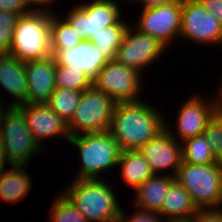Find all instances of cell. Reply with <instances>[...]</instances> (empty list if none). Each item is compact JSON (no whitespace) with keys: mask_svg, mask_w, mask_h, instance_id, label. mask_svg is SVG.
Segmentation results:
<instances>
[{"mask_svg":"<svg viewBox=\"0 0 222 222\" xmlns=\"http://www.w3.org/2000/svg\"><path fill=\"white\" fill-rule=\"evenodd\" d=\"M141 100L115 103L109 132L121 150H139L165 128L164 113Z\"/></svg>","mask_w":222,"mask_h":222,"instance_id":"cell-1","label":"cell"},{"mask_svg":"<svg viewBox=\"0 0 222 222\" xmlns=\"http://www.w3.org/2000/svg\"><path fill=\"white\" fill-rule=\"evenodd\" d=\"M107 179H73L63 193L88 222H119L121 205Z\"/></svg>","mask_w":222,"mask_h":222,"instance_id":"cell-2","label":"cell"},{"mask_svg":"<svg viewBox=\"0 0 222 222\" xmlns=\"http://www.w3.org/2000/svg\"><path fill=\"white\" fill-rule=\"evenodd\" d=\"M68 143L78 149L81 158L74 179H102L100 174L116 169L122 150L109 131L80 134Z\"/></svg>","mask_w":222,"mask_h":222,"instance_id":"cell-3","label":"cell"},{"mask_svg":"<svg viewBox=\"0 0 222 222\" xmlns=\"http://www.w3.org/2000/svg\"><path fill=\"white\" fill-rule=\"evenodd\" d=\"M50 10H32L21 15L13 32L9 55L29 62L52 56L50 48Z\"/></svg>","mask_w":222,"mask_h":222,"instance_id":"cell-4","label":"cell"},{"mask_svg":"<svg viewBox=\"0 0 222 222\" xmlns=\"http://www.w3.org/2000/svg\"><path fill=\"white\" fill-rule=\"evenodd\" d=\"M0 144L13 166H28L32 156L45 152L28 128L23 110L16 106L4 107L1 112Z\"/></svg>","mask_w":222,"mask_h":222,"instance_id":"cell-5","label":"cell"},{"mask_svg":"<svg viewBox=\"0 0 222 222\" xmlns=\"http://www.w3.org/2000/svg\"><path fill=\"white\" fill-rule=\"evenodd\" d=\"M175 179L187 190L197 209L222 206V161L208 165L182 161Z\"/></svg>","mask_w":222,"mask_h":222,"instance_id":"cell-6","label":"cell"},{"mask_svg":"<svg viewBox=\"0 0 222 222\" xmlns=\"http://www.w3.org/2000/svg\"><path fill=\"white\" fill-rule=\"evenodd\" d=\"M114 106L115 102L93 85L83 91L79 105L67 123L70 137L109 131Z\"/></svg>","mask_w":222,"mask_h":222,"instance_id":"cell-7","label":"cell"},{"mask_svg":"<svg viewBox=\"0 0 222 222\" xmlns=\"http://www.w3.org/2000/svg\"><path fill=\"white\" fill-rule=\"evenodd\" d=\"M143 75L117 60L109 61L92 81V85L115 103L140 100ZM143 84V85H142Z\"/></svg>","mask_w":222,"mask_h":222,"instance_id":"cell-8","label":"cell"},{"mask_svg":"<svg viewBox=\"0 0 222 222\" xmlns=\"http://www.w3.org/2000/svg\"><path fill=\"white\" fill-rule=\"evenodd\" d=\"M120 6L117 0H92L75 5L64 18L80 37L90 40L101 28L115 24L122 17Z\"/></svg>","mask_w":222,"mask_h":222,"instance_id":"cell-9","label":"cell"},{"mask_svg":"<svg viewBox=\"0 0 222 222\" xmlns=\"http://www.w3.org/2000/svg\"><path fill=\"white\" fill-rule=\"evenodd\" d=\"M180 39L219 47L222 45V23L198 0L182 2Z\"/></svg>","mask_w":222,"mask_h":222,"instance_id":"cell-10","label":"cell"},{"mask_svg":"<svg viewBox=\"0 0 222 222\" xmlns=\"http://www.w3.org/2000/svg\"><path fill=\"white\" fill-rule=\"evenodd\" d=\"M182 2L172 1L158 7L141 9L134 27L140 32L153 36L166 48L180 38ZM178 38V39H177Z\"/></svg>","mask_w":222,"mask_h":222,"instance_id":"cell-11","label":"cell"},{"mask_svg":"<svg viewBox=\"0 0 222 222\" xmlns=\"http://www.w3.org/2000/svg\"><path fill=\"white\" fill-rule=\"evenodd\" d=\"M201 95H191L184 101L177 111L175 130L168 124V118L165 120V127L169 130L172 137L177 141L183 142L186 139L203 134L207 125L213 119L217 97L204 99ZM215 98V99H214Z\"/></svg>","mask_w":222,"mask_h":222,"instance_id":"cell-12","label":"cell"},{"mask_svg":"<svg viewBox=\"0 0 222 222\" xmlns=\"http://www.w3.org/2000/svg\"><path fill=\"white\" fill-rule=\"evenodd\" d=\"M165 49L157 39L140 32L132 24L127 28L118 47L116 60L142 75L145 67L159 60Z\"/></svg>","mask_w":222,"mask_h":222,"instance_id":"cell-13","label":"cell"},{"mask_svg":"<svg viewBox=\"0 0 222 222\" xmlns=\"http://www.w3.org/2000/svg\"><path fill=\"white\" fill-rule=\"evenodd\" d=\"M138 151L148 162L153 175L162 173V175L176 176L182 162V146L181 142L171 136L166 127ZM169 170L173 173L171 174ZM163 171L169 173L164 174Z\"/></svg>","mask_w":222,"mask_h":222,"instance_id":"cell-14","label":"cell"},{"mask_svg":"<svg viewBox=\"0 0 222 222\" xmlns=\"http://www.w3.org/2000/svg\"><path fill=\"white\" fill-rule=\"evenodd\" d=\"M23 110L27 126L41 147L44 140L62 137L70 140L67 123L46 103H26L19 106Z\"/></svg>","mask_w":222,"mask_h":222,"instance_id":"cell-15","label":"cell"},{"mask_svg":"<svg viewBox=\"0 0 222 222\" xmlns=\"http://www.w3.org/2000/svg\"><path fill=\"white\" fill-rule=\"evenodd\" d=\"M54 56L25 62L26 103H46L55 90Z\"/></svg>","mask_w":222,"mask_h":222,"instance_id":"cell-16","label":"cell"},{"mask_svg":"<svg viewBox=\"0 0 222 222\" xmlns=\"http://www.w3.org/2000/svg\"><path fill=\"white\" fill-rule=\"evenodd\" d=\"M54 58L56 64L82 70L92 81L109 62L89 40H83L71 49H61Z\"/></svg>","mask_w":222,"mask_h":222,"instance_id":"cell-17","label":"cell"},{"mask_svg":"<svg viewBox=\"0 0 222 222\" xmlns=\"http://www.w3.org/2000/svg\"><path fill=\"white\" fill-rule=\"evenodd\" d=\"M0 86L13 96L14 101L12 100L7 106L19 107L26 104L25 62L9 54H0Z\"/></svg>","mask_w":222,"mask_h":222,"instance_id":"cell-18","label":"cell"},{"mask_svg":"<svg viewBox=\"0 0 222 222\" xmlns=\"http://www.w3.org/2000/svg\"><path fill=\"white\" fill-rule=\"evenodd\" d=\"M174 180L170 174L149 177L134 191V206L160 214L167 190Z\"/></svg>","mask_w":222,"mask_h":222,"instance_id":"cell-19","label":"cell"},{"mask_svg":"<svg viewBox=\"0 0 222 222\" xmlns=\"http://www.w3.org/2000/svg\"><path fill=\"white\" fill-rule=\"evenodd\" d=\"M197 211L187 190L175 179L164 198L160 215L165 221L192 218Z\"/></svg>","mask_w":222,"mask_h":222,"instance_id":"cell-20","label":"cell"},{"mask_svg":"<svg viewBox=\"0 0 222 222\" xmlns=\"http://www.w3.org/2000/svg\"><path fill=\"white\" fill-rule=\"evenodd\" d=\"M10 167L0 176V197L14 206L32 190V178L27 173L28 166Z\"/></svg>","mask_w":222,"mask_h":222,"instance_id":"cell-21","label":"cell"},{"mask_svg":"<svg viewBox=\"0 0 222 222\" xmlns=\"http://www.w3.org/2000/svg\"><path fill=\"white\" fill-rule=\"evenodd\" d=\"M117 166L121 168L125 185L131 186L134 191L153 176L148 162L138 150H122Z\"/></svg>","mask_w":222,"mask_h":222,"instance_id":"cell-22","label":"cell"},{"mask_svg":"<svg viewBox=\"0 0 222 222\" xmlns=\"http://www.w3.org/2000/svg\"><path fill=\"white\" fill-rule=\"evenodd\" d=\"M120 18L115 24L101 28L89 41L96 45L98 50L109 60H116L118 47L131 22Z\"/></svg>","mask_w":222,"mask_h":222,"instance_id":"cell-23","label":"cell"},{"mask_svg":"<svg viewBox=\"0 0 222 222\" xmlns=\"http://www.w3.org/2000/svg\"><path fill=\"white\" fill-rule=\"evenodd\" d=\"M54 12L55 10H51L50 48L52 56H55L61 49H71L84 40L64 17L62 18Z\"/></svg>","mask_w":222,"mask_h":222,"instance_id":"cell-24","label":"cell"},{"mask_svg":"<svg viewBox=\"0 0 222 222\" xmlns=\"http://www.w3.org/2000/svg\"><path fill=\"white\" fill-rule=\"evenodd\" d=\"M181 146L183 162L195 165H208L219 162L212 153L209 141L203 134L186 139L181 143Z\"/></svg>","mask_w":222,"mask_h":222,"instance_id":"cell-25","label":"cell"},{"mask_svg":"<svg viewBox=\"0 0 222 222\" xmlns=\"http://www.w3.org/2000/svg\"><path fill=\"white\" fill-rule=\"evenodd\" d=\"M81 95L79 91L55 88L46 104L68 123L79 105Z\"/></svg>","mask_w":222,"mask_h":222,"instance_id":"cell-26","label":"cell"},{"mask_svg":"<svg viewBox=\"0 0 222 222\" xmlns=\"http://www.w3.org/2000/svg\"><path fill=\"white\" fill-rule=\"evenodd\" d=\"M92 86V80L80 69L55 65V88L83 92Z\"/></svg>","mask_w":222,"mask_h":222,"instance_id":"cell-27","label":"cell"},{"mask_svg":"<svg viewBox=\"0 0 222 222\" xmlns=\"http://www.w3.org/2000/svg\"><path fill=\"white\" fill-rule=\"evenodd\" d=\"M50 207L49 222H88L81 211L62 191Z\"/></svg>","mask_w":222,"mask_h":222,"instance_id":"cell-28","label":"cell"},{"mask_svg":"<svg viewBox=\"0 0 222 222\" xmlns=\"http://www.w3.org/2000/svg\"><path fill=\"white\" fill-rule=\"evenodd\" d=\"M218 89L213 119L205 128L203 135L209 141L214 156L222 161V91L220 87Z\"/></svg>","mask_w":222,"mask_h":222,"instance_id":"cell-29","label":"cell"},{"mask_svg":"<svg viewBox=\"0 0 222 222\" xmlns=\"http://www.w3.org/2000/svg\"><path fill=\"white\" fill-rule=\"evenodd\" d=\"M20 16L0 10V54H9L13 32Z\"/></svg>","mask_w":222,"mask_h":222,"instance_id":"cell-30","label":"cell"},{"mask_svg":"<svg viewBox=\"0 0 222 222\" xmlns=\"http://www.w3.org/2000/svg\"><path fill=\"white\" fill-rule=\"evenodd\" d=\"M123 209L121 208L119 222H166L157 212L137 208L132 215L130 214V217H127L128 214Z\"/></svg>","mask_w":222,"mask_h":222,"instance_id":"cell-31","label":"cell"},{"mask_svg":"<svg viewBox=\"0 0 222 222\" xmlns=\"http://www.w3.org/2000/svg\"><path fill=\"white\" fill-rule=\"evenodd\" d=\"M0 10L21 16L33 9H31L26 0H0Z\"/></svg>","mask_w":222,"mask_h":222,"instance_id":"cell-32","label":"cell"},{"mask_svg":"<svg viewBox=\"0 0 222 222\" xmlns=\"http://www.w3.org/2000/svg\"><path fill=\"white\" fill-rule=\"evenodd\" d=\"M196 222H222V206L217 208H199L193 215Z\"/></svg>","mask_w":222,"mask_h":222,"instance_id":"cell-33","label":"cell"},{"mask_svg":"<svg viewBox=\"0 0 222 222\" xmlns=\"http://www.w3.org/2000/svg\"><path fill=\"white\" fill-rule=\"evenodd\" d=\"M210 14L222 23V0H198Z\"/></svg>","mask_w":222,"mask_h":222,"instance_id":"cell-34","label":"cell"},{"mask_svg":"<svg viewBox=\"0 0 222 222\" xmlns=\"http://www.w3.org/2000/svg\"><path fill=\"white\" fill-rule=\"evenodd\" d=\"M57 0H26L28 5L32 7L33 10H50L49 5H52L56 2ZM36 6V7H35ZM44 7V8H43ZM46 7V8H45Z\"/></svg>","mask_w":222,"mask_h":222,"instance_id":"cell-35","label":"cell"},{"mask_svg":"<svg viewBox=\"0 0 222 222\" xmlns=\"http://www.w3.org/2000/svg\"><path fill=\"white\" fill-rule=\"evenodd\" d=\"M134 1V2H138L142 3L141 6L142 9H148V8H152V7H158L164 4H168L170 2H172L173 0H131L130 3Z\"/></svg>","mask_w":222,"mask_h":222,"instance_id":"cell-36","label":"cell"},{"mask_svg":"<svg viewBox=\"0 0 222 222\" xmlns=\"http://www.w3.org/2000/svg\"><path fill=\"white\" fill-rule=\"evenodd\" d=\"M6 165L11 166V164H9V162L6 159L5 152L0 144V176L6 171L5 170V169H7V168H5Z\"/></svg>","mask_w":222,"mask_h":222,"instance_id":"cell-37","label":"cell"},{"mask_svg":"<svg viewBox=\"0 0 222 222\" xmlns=\"http://www.w3.org/2000/svg\"><path fill=\"white\" fill-rule=\"evenodd\" d=\"M167 222H196L194 218H189V219H181V220H173V221H167Z\"/></svg>","mask_w":222,"mask_h":222,"instance_id":"cell-38","label":"cell"},{"mask_svg":"<svg viewBox=\"0 0 222 222\" xmlns=\"http://www.w3.org/2000/svg\"><path fill=\"white\" fill-rule=\"evenodd\" d=\"M1 97V96H0ZM3 100H1V98H0V116H1V112H2V110H3V108H4V105L2 104L3 102H2Z\"/></svg>","mask_w":222,"mask_h":222,"instance_id":"cell-39","label":"cell"},{"mask_svg":"<svg viewBox=\"0 0 222 222\" xmlns=\"http://www.w3.org/2000/svg\"><path fill=\"white\" fill-rule=\"evenodd\" d=\"M173 1L186 2V1H189V0H173Z\"/></svg>","mask_w":222,"mask_h":222,"instance_id":"cell-40","label":"cell"},{"mask_svg":"<svg viewBox=\"0 0 222 222\" xmlns=\"http://www.w3.org/2000/svg\"><path fill=\"white\" fill-rule=\"evenodd\" d=\"M220 81H221V82H220V83H221V85H220V87H221L220 90L222 91V79H221Z\"/></svg>","mask_w":222,"mask_h":222,"instance_id":"cell-41","label":"cell"}]
</instances>
